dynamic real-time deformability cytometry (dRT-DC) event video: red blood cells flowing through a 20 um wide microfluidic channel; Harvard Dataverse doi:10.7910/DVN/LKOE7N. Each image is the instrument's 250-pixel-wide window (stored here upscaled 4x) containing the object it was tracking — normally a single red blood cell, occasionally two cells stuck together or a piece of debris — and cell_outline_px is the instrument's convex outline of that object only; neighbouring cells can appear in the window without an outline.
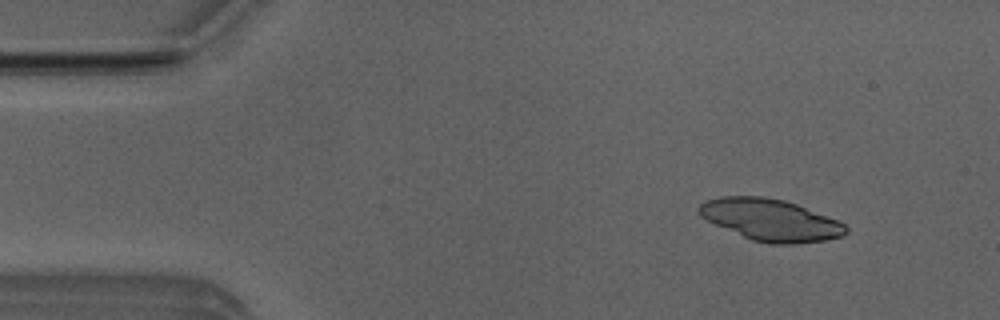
{"species": "Egyptian fruit bat (a non-hibernating species)", "species_latin": "Rousettus aegyptiacus", "temperature_condition": "room temperature", "stored_images_in_passage": 5, "camera_frame_rate_fps": 3000, "um_per_image_px": 0.085, "animal": {"sex": "male"}, "frame": {"image": 1, "passage_image": 2, "time_ms": 0.333, "image_size_px": [1000, 320], "cell_outline_px": [[848, 232], [844, 236], [824, 240], [796, 244], [772, 244], [752, 240], [716, 224], [700, 216], [696, 208], [700, 204], [708, 200], [720, 196], [764, 196], [784, 200], [796, 204], [836, 220], [844, 224], [848, 228]], "centroid_in_image_um": [65.49, 18.69], "position_along_channel_um": 19.5, "area_um2": 35.43}}